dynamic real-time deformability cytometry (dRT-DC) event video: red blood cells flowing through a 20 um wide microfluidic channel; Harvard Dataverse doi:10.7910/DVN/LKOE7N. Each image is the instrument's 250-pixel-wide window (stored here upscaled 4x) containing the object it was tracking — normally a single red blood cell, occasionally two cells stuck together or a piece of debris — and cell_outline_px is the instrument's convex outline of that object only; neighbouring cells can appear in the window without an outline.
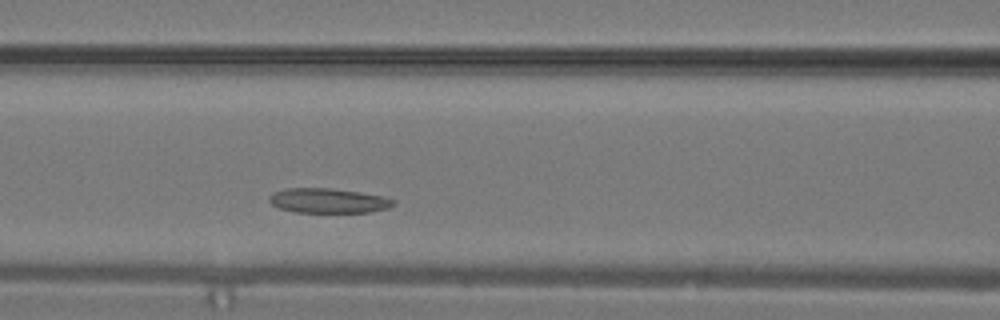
{"species": "common noctule bat (a hibernating species)", "species_latin": "Nyctalus noctula", "temperature_condition": "warm", "stored_images_in_passage": 16, "camera_frame_rate_fps": 3000, "um_per_image_px": 0.085, "animal": {"sex": "male", "body_mass_g": 19.2, "forearm_length_mm": 51.8}, "frame": {"image": 1, "passage_image": 5, "time_ms": 1.333, "image_size_px": [1000, 320], "cell_outline_px": [[396, 204], [388, 208], [368, 212], [296, 212], [280, 208], [272, 204], [268, 200], [268, 196], [272, 192], [284, 188], [332, 188], [360, 192], [380, 196], [396, 200]], "centroid_in_image_um": [27.87, 17.05], "position_along_channel_um": 138.7, "area_um2": 17.92}}
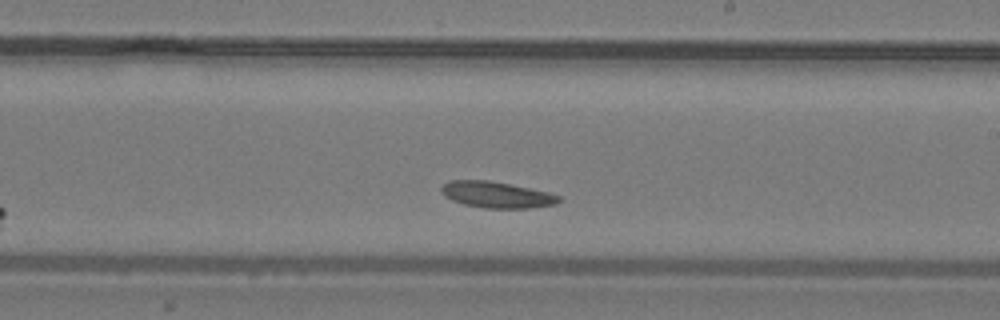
{"frame": {"image": 2, "passage_image": 10, "time_ms": 3.0, "image_size_px": [1000, 320], "cell_outline_px": [[560, 200], [556, 204], [532, 208], [484, 208], [464, 204], [452, 200], [444, 196], [440, 192], [440, 188], [444, 184], [452, 180], [488, 180], [548, 192], [560, 196]], "centroid_in_image_um": [42.19, 16.56], "position_along_channel_um": 246.8, "area_um2": 17.86}}
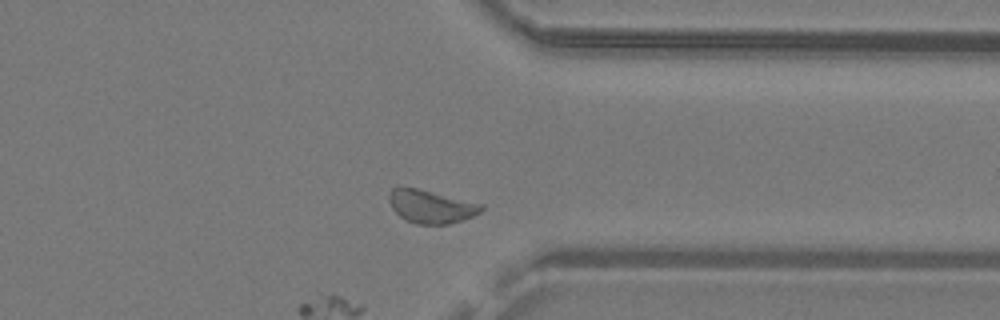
{"frame": {"image": 3, "passage_image": 16, "time_ms": 5.0, "image_size_px": [1000, 320], "cell_outline_px": [[484, 208], [480, 212], [472, 216], [448, 224], [416, 224], [404, 220], [392, 208], [388, 200], [388, 196], [392, 188], [416, 188], [484, 204]], "centroid_in_image_um": [36.63, 17.56], "position_along_channel_um": 374.8, "area_um2": 17.63}}